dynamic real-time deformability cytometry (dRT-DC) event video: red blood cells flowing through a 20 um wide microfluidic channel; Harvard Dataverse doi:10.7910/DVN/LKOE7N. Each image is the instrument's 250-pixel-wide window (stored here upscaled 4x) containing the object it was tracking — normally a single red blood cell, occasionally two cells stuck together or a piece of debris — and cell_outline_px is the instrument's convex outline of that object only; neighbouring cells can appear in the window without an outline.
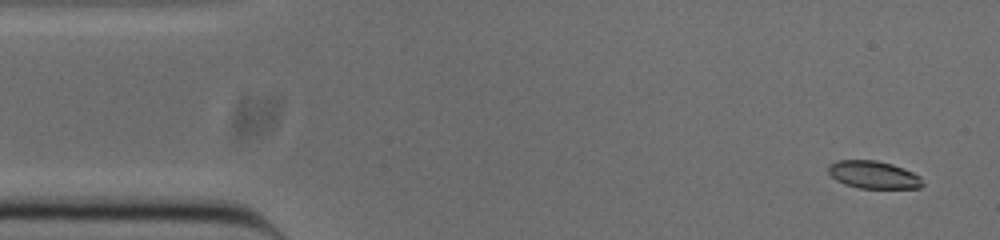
{"species": "common noctule bat (a hibernating species)", "species_latin": "Nyctalus noctula", "temperature_condition": "cold", "stored_images_in_passage": 52, "camera_frame_rate_fps": 3000, "um_per_image_px": 0.085, "animal": {"sex": "male", "body_mass_g": 20.0, "forearm_length_mm": 53.3}, "frame": {"image": 1, "passage_image": 3, "time_ms": 0.667, "image_size_px": [1000, 240], "cell_outline_px": [[924, 184], [920, 188], [860, 188], [844, 184], [836, 180], [828, 172], [828, 164], [836, 160], [876, 160], [892, 164], [904, 168], [920, 176]], "centroid_in_image_um": [74.24, 14.85], "position_along_channel_um": 10.8, "area_um2": 15.26}}
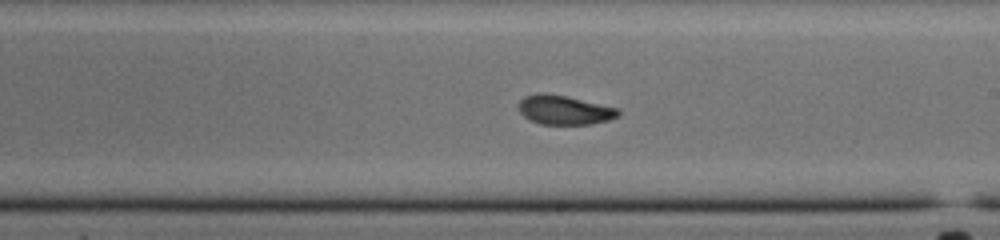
{"frame": {"image": 2, "passage_image": 29, "time_ms": 9.333, "image_size_px": [1000, 240], "cell_outline_px": [[620, 112], [616, 116], [608, 120], [592, 124], [540, 124], [524, 116], [520, 112], [520, 100], [524, 96], [540, 92], [544, 92], [564, 96], [616, 108]], "centroid_in_image_um": [47.93, 9.35], "position_along_channel_um": 241.1, "area_um2": 16.53}}
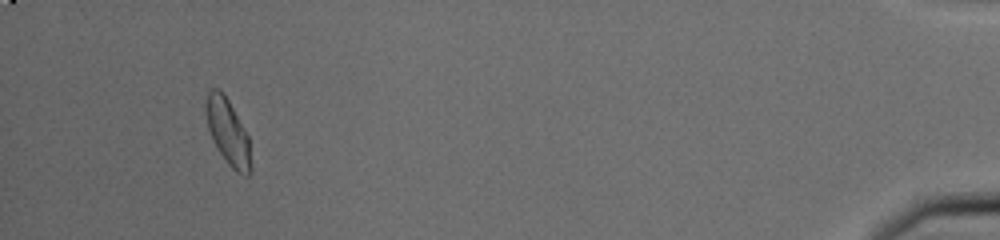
{"frame": {"image": 3, "passage_image": 49, "time_ms": 16.0, "image_size_px": [1000, 240], "cell_outline_px": [[252, 172], [248, 176], [244, 176], [236, 172], [228, 164], [220, 152], [208, 128], [208, 92], [212, 88], [220, 88], [228, 100], [244, 128], [248, 136], [252, 168]], "centroid_in_image_um": [19.44, 11.29], "position_along_channel_um": 415.8, "area_um2": 16.65}, "authors_computed_cell_mechanics": {"area_um2": 16.762, "velocity_mm_per_s": 3.8457, "shape_relaxation_time_tau1_ms": null, "shape_relaxation_time_tau2_ms": 1.5489, "deformation_change_tau1": null, "deformation_change_tau2": 0.0628}}